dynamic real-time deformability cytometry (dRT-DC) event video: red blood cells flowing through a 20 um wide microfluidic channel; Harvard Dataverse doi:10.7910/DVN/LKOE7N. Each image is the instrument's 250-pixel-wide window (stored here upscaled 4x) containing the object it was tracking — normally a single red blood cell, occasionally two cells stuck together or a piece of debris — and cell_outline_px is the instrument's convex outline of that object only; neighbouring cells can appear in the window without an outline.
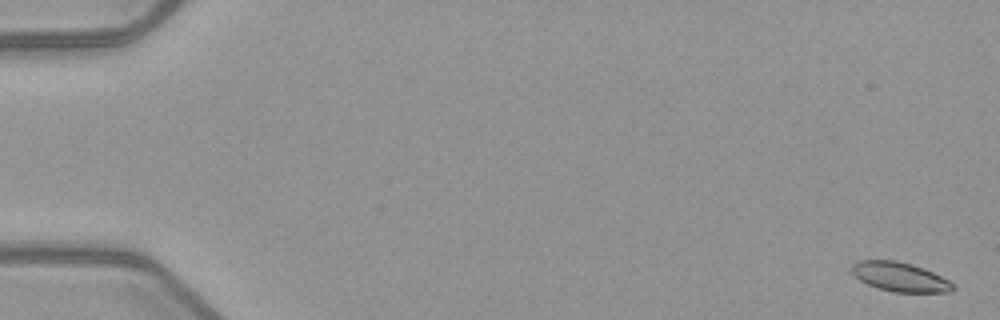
{"species": "common noctule bat (a hibernating species)", "species_latin": "Nyctalus noctula", "temperature_condition": "warm", "stored_images_in_passage": 54, "camera_frame_rate_fps": 3000, "um_per_image_px": 0.085, "animal": {"sex": "female", "body_mass_g": 21.9}, "frame": {"image": 1, "passage_image": 2, "time_ms": 0.333, "image_size_px": [1000, 320], "cell_outline_px": [[956, 288], [952, 292], [892, 292], [876, 288], [860, 280], [852, 272], [852, 264], [860, 260], [896, 260], [912, 264], [924, 268], [948, 280]], "centroid_in_image_um": [76.5, 23.54], "position_along_channel_um": 8.5, "area_um2": 17.22}}
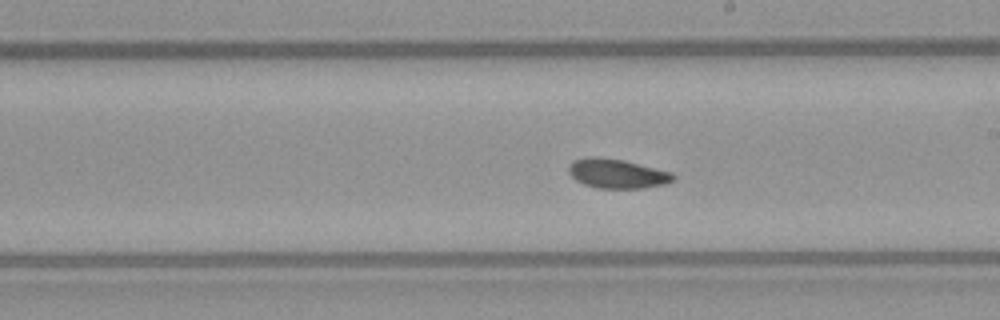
{"frame": {"image": 2, "passage_image": 32, "time_ms": 10.333, "image_size_px": [1000, 320], "cell_outline_px": [[676, 180], [664, 184], [644, 188], [596, 188], [584, 184], [576, 180], [568, 172], [568, 168], [576, 160], [624, 160], [672, 172], [676, 176]], "centroid_in_image_um": [52.57, 14.82], "position_along_channel_um": 236.4, "area_um2": 17.11}}
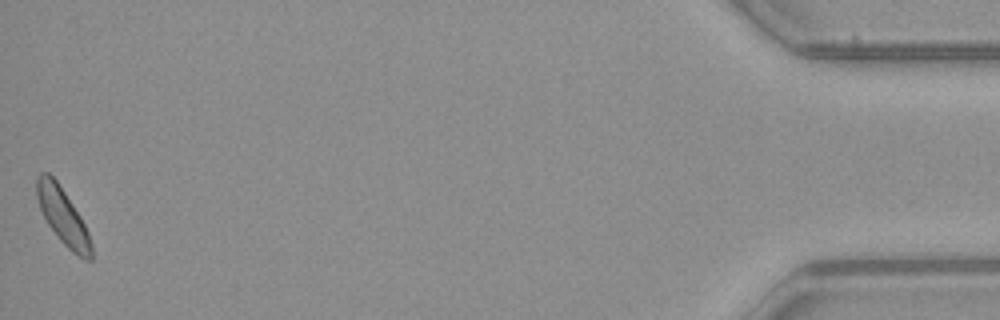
{"frame": {"image": 3, "passage_image": 54, "time_ms": 17.667, "image_size_px": [1000, 320], "cell_outline_px": [[92, 260], [84, 260], [72, 252], [60, 240], [48, 224], [40, 208], [36, 196], [36, 176], [40, 172], [48, 172], [56, 180], [80, 216], [88, 232], [92, 244]], "centroid_in_image_um": [5.34, 18.39], "position_along_channel_um": 429.9, "area_um2": 17.69}, "authors_computed_cell_mechanics": {"area_um2": 17.5712, "velocity_mm_per_s": 3.948, "shape_relaxation_time_tau1_ms": 4.012, "shape_relaxation_time_tau2_ms": 2.264, "deformation_change_tau1": 0.0942, "deformation_change_tau2": 0.0683}}